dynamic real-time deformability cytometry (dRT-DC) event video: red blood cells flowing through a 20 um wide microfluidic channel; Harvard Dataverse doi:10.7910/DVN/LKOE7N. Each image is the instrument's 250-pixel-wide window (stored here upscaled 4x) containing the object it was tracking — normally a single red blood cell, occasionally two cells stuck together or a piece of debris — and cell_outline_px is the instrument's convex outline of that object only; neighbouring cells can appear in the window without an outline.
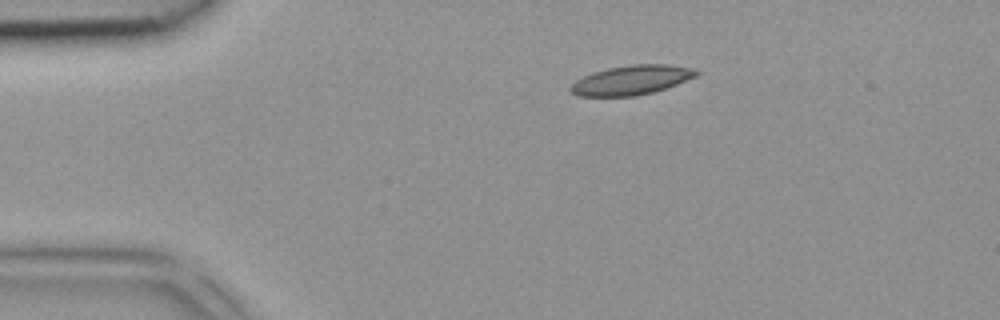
{"species": "common noctule bat (a hibernating species)", "species_latin": "Nyctalus noctula", "temperature_condition": "room temperature", "stored_images_in_passage": 4, "camera_frame_rate_fps": 3000, "um_per_image_px": 0.085, "animal": {"sex": "female", "body_mass_g": 18.4}, "frame": {"image": 1, "passage_image": 4, "time_ms": 1.0, "image_size_px": [1000, 320], "cell_outline_px": [[700, 72], [696, 76], [676, 84], [652, 92], [636, 96], [576, 96], [568, 88], [576, 80], [592, 72], [608, 68], [632, 64], [668, 64], [692, 68]], "centroid_in_image_um": [53.65, 6.8], "position_along_channel_um": 31.4, "area_um2": 21.44}}